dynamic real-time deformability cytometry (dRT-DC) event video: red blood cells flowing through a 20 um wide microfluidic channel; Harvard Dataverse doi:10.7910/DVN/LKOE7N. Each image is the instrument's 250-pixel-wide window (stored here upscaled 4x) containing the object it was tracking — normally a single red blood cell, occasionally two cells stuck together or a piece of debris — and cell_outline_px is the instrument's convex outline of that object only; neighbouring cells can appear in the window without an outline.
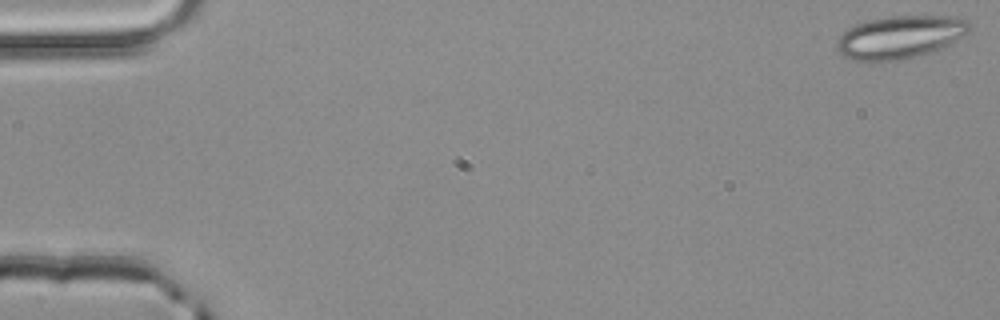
{"species": "common noctule bat (a hibernating species)", "species_latin": "Nyctalus noctula", "temperature_condition": "room temperature", "stored_images_in_passage": 52, "camera_frame_rate_fps": 3000, "um_per_image_px": 0.085, "animal": {"sex": "male", "body_mass_g": 20.4}, "frame": {"image": 1, "passage_image": 1, "time_ms": 0.0, "image_size_px": [1000, 320], "cell_outline_px": [[972, 28], [964, 36], [936, 52], [920, 56], [900, 60], [868, 64], [844, 56], [836, 48], [836, 40], [848, 28], [856, 24], [868, 20], [892, 16], [952, 16], [972, 20]], "centroid_in_image_um": [76.55, 3.18], "position_along_channel_um": 8.5, "area_um2": 34.1}}
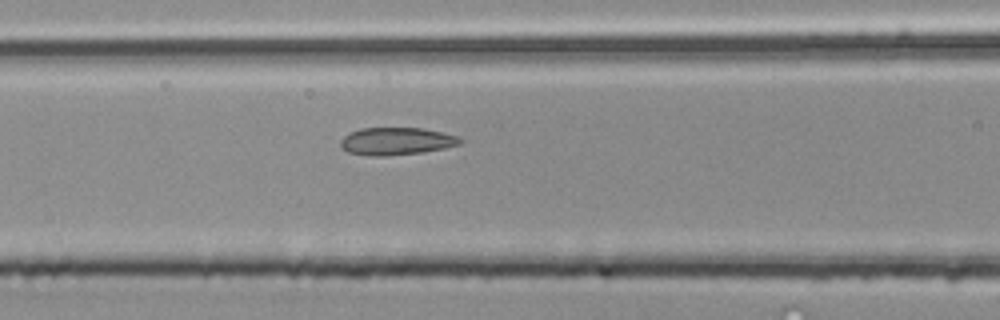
{"frame": {"image": 2, "passage_image": 22, "time_ms": 7.0, "image_size_px": [1000, 320], "cell_outline_px": [[464, 140], [460, 144], [444, 148], [420, 152], [384, 156], [372, 156], [348, 152], [340, 148], [340, 140], [348, 132], [360, 128], [424, 128], [460, 136]], "centroid_in_image_um": [33.68, 11.99], "position_along_channel_um": 132.9, "area_um2": 19.31}}
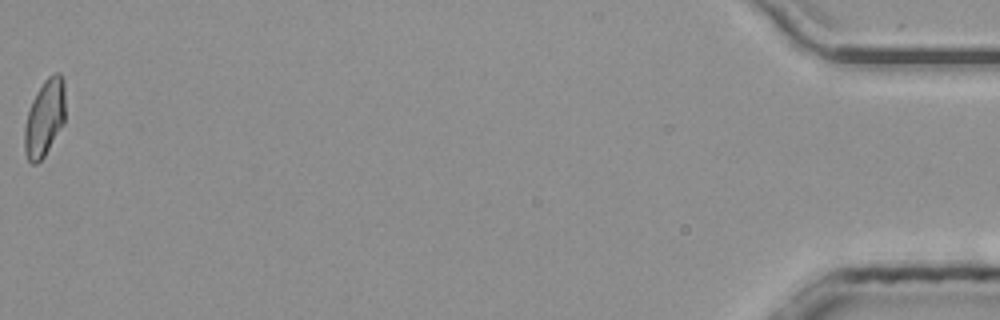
{"frame": {"image": 3, "passage_image": 52, "time_ms": 17.0, "image_size_px": [1000, 320], "cell_outline_px": [[64, 124], [44, 156], [36, 164], [32, 164], [28, 160], [24, 148], [24, 128], [28, 112], [32, 100], [36, 92], [44, 80], [48, 76], [56, 72], [60, 72], [64, 80]], "centroid_in_image_um": [3.79, 10.01], "position_along_channel_um": 431.4, "area_um2": 18.26}, "authors_computed_cell_mechanics": {"area_um2": 19.0162, "velocity_mm_per_s": 4.0309, "shape_relaxation_time_tau1_ms": null, "shape_relaxation_time_tau2_ms": 1.9459, "deformation_change_tau1": null, "deformation_change_tau2": 0.0932}}